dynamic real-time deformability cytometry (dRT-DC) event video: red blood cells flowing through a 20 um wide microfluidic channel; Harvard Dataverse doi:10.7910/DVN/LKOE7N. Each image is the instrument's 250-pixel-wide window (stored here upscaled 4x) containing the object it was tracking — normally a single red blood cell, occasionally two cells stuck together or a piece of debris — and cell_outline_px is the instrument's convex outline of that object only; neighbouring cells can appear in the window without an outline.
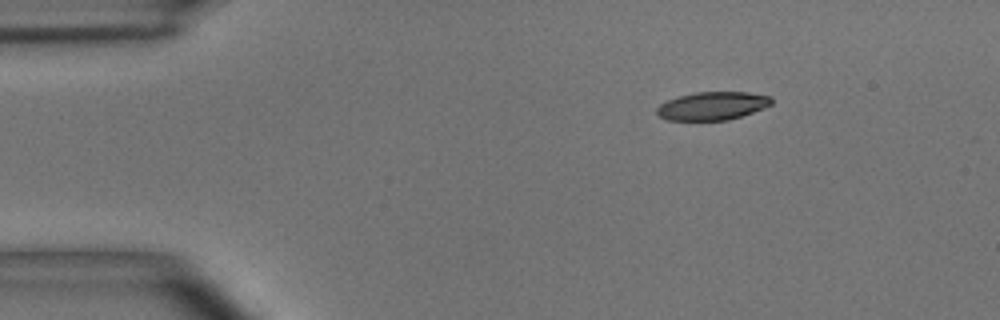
{"species": "common noctule bat (a hibernating species)", "species_latin": "Nyctalus noctula", "temperature_condition": "room temperature", "stored_images_in_passage": 47, "camera_frame_rate_fps": 3000, "um_per_image_px": 0.085, "animal": {"sex": "male", "body_mass_g": 15.6}, "frame": {"image": 1, "passage_image": 1, "time_ms": 0.0, "image_size_px": [1000, 320], "cell_outline_px": [[772, 104], [764, 108], [728, 120], [668, 120], [660, 116], [656, 112], [656, 108], [660, 104], [668, 100], [680, 96], [696, 92], [748, 92], [772, 96]], "centroid_in_image_um": [60.58, 8.99], "position_along_channel_um": 24.4, "area_um2": 18.73}}
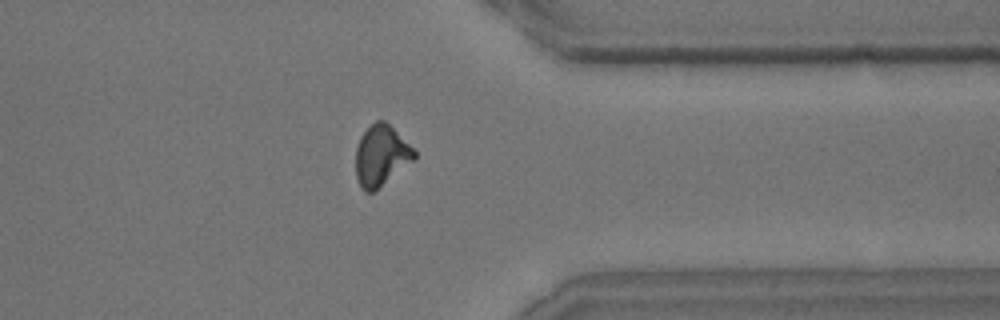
{"frame": {"image": 2, "passage_image": 36, "time_ms": 11.667, "image_size_px": [1000, 320], "cell_outline_px": [[416, 156], [412, 160], [372, 192], [364, 192], [356, 176], [356, 148], [360, 136], [376, 120], [384, 120], [416, 152]], "centroid_in_image_um": [32.35, 13.21], "position_along_channel_um": 379.1, "area_um2": 19.88}}
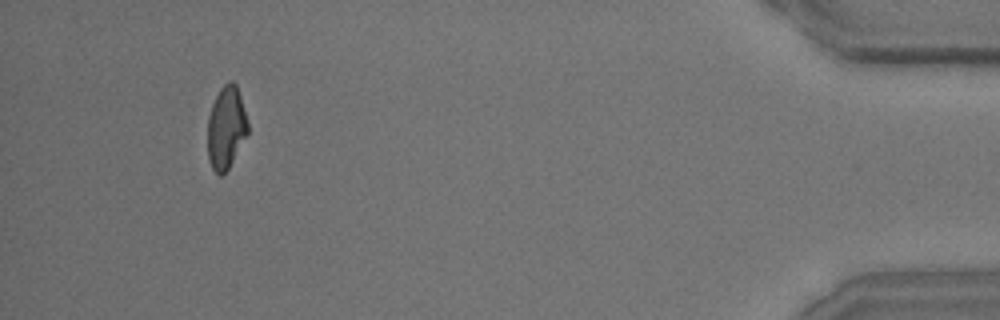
{"frame": {"image": 3, "passage_image": 44, "time_ms": 14.333, "image_size_px": [1000, 320], "cell_outline_px": [[248, 132], [228, 168], [220, 176], [212, 168], [208, 160], [208, 116], [212, 104], [220, 88], [228, 80], [232, 80], [236, 84], [248, 120]], "centroid_in_image_um": [19.21, 10.81], "position_along_channel_um": 416.0, "area_um2": 19.19}, "authors_computed_cell_mechanics": {"area_um2": 20.519, "velocity_mm_per_s": 3.6621, "shape_relaxation_time_tau1_ms": 7.4894, "shape_relaxation_time_tau2_ms": 3.6515, "deformation_change_tau1": 0.2006, "deformation_change_tau2": 0.1026}}